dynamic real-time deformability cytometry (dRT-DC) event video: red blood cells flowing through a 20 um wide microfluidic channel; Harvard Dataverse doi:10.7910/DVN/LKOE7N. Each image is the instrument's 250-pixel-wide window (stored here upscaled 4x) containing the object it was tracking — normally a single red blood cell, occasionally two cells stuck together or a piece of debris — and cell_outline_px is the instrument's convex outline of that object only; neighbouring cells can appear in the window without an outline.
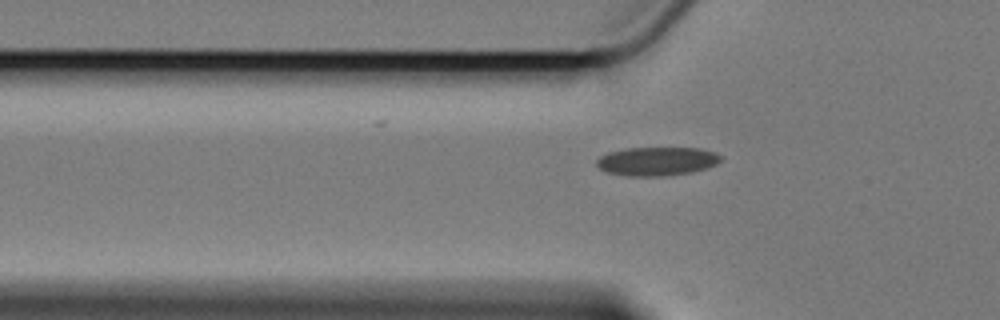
{"species": "Egyptian fruit bat (a non-hibernating species)", "species_latin": "Rousettus aegyptiacus", "temperature_condition": "cold", "stored_images_in_passage": 4, "camera_frame_rate_fps": 3000, "um_per_image_px": 0.085, "animal": {"sex": "female"}, "frame": {"image": 1, "passage_image": 2, "time_ms": 0.333, "image_size_px": [1000, 320], "cell_outline_px": [[720, 160], [716, 164], [708, 168], [692, 172], [664, 176], [628, 176], [608, 172], [600, 168], [596, 164], [596, 160], [600, 156], [608, 152], [628, 148], [700, 148], [716, 152], [720, 156]], "centroid_in_image_um": [55.85, 13.71], "position_along_channel_um": 70.0, "area_um2": 20.75}}